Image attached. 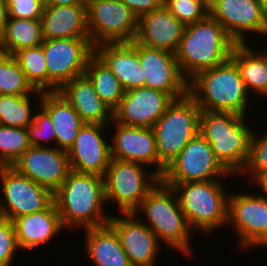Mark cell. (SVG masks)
I'll use <instances>...</instances> for the list:
<instances>
[{"mask_svg":"<svg viewBox=\"0 0 267 266\" xmlns=\"http://www.w3.org/2000/svg\"><path fill=\"white\" fill-rule=\"evenodd\" d=\"M94 53L120 81L124 91L144 87V72L137 53V42L104 43Z\"/></svg>","mask_w":267,"mask_h":266,"instance_id":"22","label":"cell"},{"mask_svg":"<svg viewBox=\"0 0 267 266\" xmlns=\"http://www.w3.org/2000/svg\"><path fill=\"white\" fill-rule=\"evenodd\" d=\"M54 203L66 229L102 227L111 216L103 209L106 207L103 177L96 174L70 171L54 193Z\"/></svg>","mask_w":267,"mask_h":266,"instance_id":"1","label":"cell"},{"mask_svg":"<svg viewBox=\"0 0 267 266\" xmlns=\"http://www.w3.org/2000/svg\"><path fill=\"white\" fill-rule=\"evenodd\" d=\"M59 92L84 123L109 125L112 122L113 112L100 99L92 82L85 74L66 82Z\"/></svg>","mask_w":267,"mask_h":266,"instance_id":"24","label":"cell"},{"mask_svg":"<svg viewBox=\"0 0 267 266\" xmlns=\"http://www.w3.org/2000/svg\"><path fill=\"white\" fill-rule=\"evenodd\" d=\"M142 211L146 217V220L141 218L142 222L156 234L159 242L163 241L171 250L175 249L187 255V258L190 257L194 252L190 241L193 232L172 187L160 180L134 213L138 216Z\"/></svg>","mask_w":267,"mask_h":266,"instance_id":"6","label":"cell"},{"mask_svg":"<svg viewBox=\"0 0 267 266\" xmlns=\"http://www.w3.org/2000/svg\"><path fill=\"white\" fill-rule=\"evenodd\" d=\"M0 217L13 220L47 209L54 202V194L12 166H0ZM2 201V202H1Z\"/></svg>","mask_w":267,"mask_h":266,"instance_id":"11","label":"cell"},{"mask_svg":"<svg viewBox=\"0 0 267 266\" xmlns=\"http://www.w3.org/2000/svg\"><path fill=\"white\" fill-rule=\"evenodd\" d=\"M44 40L89 37L87 6L45 5L41 16Z\"/></svg>","mask_w":267,"mask_h":266,"instance_id":"25","label":"cell"},{"mask_svg":"<svg viewBox=\"0 0 267 266\" xmlns=\"http://www.w3.org/2000/svg\"><path fill=\"white\" fill-rule=\"evenodd\" d=\"M138 58L144 72V86L178 99L188 93V80L180 72L176 54L137 43Z\"/></svg>","mask_w":267,"mask_h":266,"instance_id":"16","label":"cell"},{"mask_svg":"<svg viewBox=\"0 0 267 266\" xmlns=\"http://www.w3.org/2000/svg\"><path fill=\"white\" fill-rule=\"evenodd\" d=\"M8 18L41 19L44 0H4Z\"/></svg>","mask_w":267,"mask_h":266,"instance_id":"39","label":"cell"},{"mask_svg":"<svg viewBox=\"0 0 267 266\" xmlns=\"http://www.w3.org/2000/svg\"><path fill=\"white\" fill-rule=\"evenodd\" d=\"M120 214L123 217L111 215L108 225L116 232L131 266H155L161 247L156 234L134 212Z\"/></svg>","mask_w":267,"mask_h":266,"instance_id":"17","label":"cell"},{"mask_svg":"<svg viewBox=\"0 0 267 266\" xmlns=\"http://www.w3.org/2000/svg\"><path fill=\"white\" fill-rule=\"evenodd\" d=\"M254 129L250 138L249 158L240 175L247 176L248 185L262 172L267 171V131L258 135ZM247 172V173H246Z\"/></svg>","mask_w":267,"mask_h":266,"instance_id":"35","label":"cell"},{"mask_svg":"<svg viewBox=\"0 0 267 266\" xmlns=\"http://www.w3.org/2000/svg\"><path fill=\"white\" fill-rule=\"evenodd\" d=\"M29 95H0V125L27 128L33 121L34 112ZM31 97V98H30Z\"/></svg>","mask_w":267,"mask_h":266,"instance_id":"32","label":"cell"},{"mask_svg":"<svg viewBox=\"0 0 267 266\" xmlns=\"http://www.w3.org/2000/svg\"><path fill=\"white\" fill-rule=\"evenodd\" d=\"M247 116L201 110L199 133L212 147L220 163L237 177L249 158L252 128Z\"/></svg>","mask_w":267,"mask_h":266,"instance_id":"4","label":"cell"},{"mask_svg":"<svg viewBox=\"0 0 267 266\" xmlns=\"http://www.w3.org/2000/svg\"><path fill=\"white\" fill-rule=\"evenodd\" d=\"M87 25L93 47L135 40L137 16L121 0H89Z\"/></svg>","mask_w":267,"mask_h":266,"instance_id":"9","label":"cell"},{"mask_svg":"<svg viewBox=\"0 0 267 266\" xmlns=\"http://www.w3.org/2000/svg\"><path fill=\"white\" fill-rule=\"evenodd\" d=\"M84 74L92 82L100 99L113 112L125 92L117 77L95 53L89 58Z\"/></svg>","mask_w":267,"mask_h":266,"instance_id":"30","label":"cell"},{"mask_svg":"<svg viewBox=\"0 0 267 266\" xmlns=\"http://www.w3.org/2000/svg\"><path fill=\"white\" fill-rule=\"evenodd\" d=\"M138 162L111 158L103 176L106 204H118L121 213L138 209L147 194L161 180L154 170Z\"/></svg>","mask_w":267,"mask_h":266,"instance_id":"8","label":"cell"},{"mask_svg":"<svg viewBox=\"0 0 267 266\" xmlns=\"http://www.w3.org/2000/svg\"><path fill=\"white\" fill-rule=\"evenodd\" d=\"M116 126L113 128L111 147V158L138 162L148 166H155V172L161 177L165 172V167L160 163L156 138L152 128L128 126L115 122H111Z\"/></svg>","mask_w":267,"mask_h":266,"instance_id":"20","label":"cell"},{"mask_svg":"<svg viewBox=\"0 0 267 266\" xmlns=\"http://www.w3.org/2000/svg\"><path fill=\"white\" fill-rule=\"evenodd\" d=\"M175 191L187 224L203 235L227 226L228 201L222 179L187 183H164Z\"/></svg>","mask_w":267,"mask_h":266,"instance_id":"5","label":"cell"},{"mask_svg":"<svg viewBox=\"0 0 267 266\" xmlns=\"http://www.w3.org/2000/svg\"><path fill=\"white\" fill-rule=\"evenodd\" d=\"M27 80L39 91L48 92V72L41 45L21 49L13 54Z\"/></svg>","mask_w":267,"mask_h":266,"instance_id":"33","label":"cell"},{"mask_svg":"<svg viewBox=\"0 0 267 266\" xmlns=\"http://www.w3.org/2000/svg\"><path fill=\"white\" fill-rule=\"evenodd\" d=\"M236 193L229 194L227 224L238 234V246L244 250L267 246V198L248 191Z\"/></svg>","mask_w":267,"mask_h":266,"instance_id":"13","label":"cell"},{"mask_svg":"<svg viewBox=\"0 0 267 266\" xmlns=\"http://www.w3.org/2000/svg\"><path fill=\"white\" fill-rule=\"evenodd\" d=\"M42 95L27 80L26 75L13 55L0 52V95Z\"/></svg>","mask_w":267,"mask_h":266,"instance_id":"31","label":"cell"},{"mask_svg":"<svg viewBox=\"0 0 267 266\" xmlns=\"http://www.w3.org/2000/svg\"><path fill=\"white\" fill-rule=\"evenodd\" d=\"M38 99V105L52 120L56 132V147L68 151L84 122L59 91L42 92Z\"/></svg>","mask_w":267,"mask_h":266,"instance_id":"26","label":"cell"},{"mask_svg":"<svg viewBox=\"0 0 267 266\" xmlns=\"http://www.w3.org/2000/svg\"><path fill=\"white\" fill-rule=\"evenodd\" d=\"M163 4L185 26L209 14V0H164Z\"/></svg>","mask_w":267,"mask_h":266,"instance_id":"36","label":"cell"},{"mask_svg":"<svg viewBox=\"0 0 267 266\" xmlns=\"http://www.w3.org/2000/svg\"><path fill=\"white\" fill-rule=\"evenodd\" d=\"M235 45L222 25L208 14L185 28L175 53L180 72L189 81L198 72L228 61Z\"/></svg>","mask_w":267,"mask_h":266,"instance_id":"3","label":"cell"},{"mask_svg":"<svg viewBox=\"0 0 267 266\" xmlns=\"http://www.w3.org/2000/svg\"><path fill=\"white\" fill-rule=\"evenodd\" d=\"M188 94L201 110L241 116H247V102L251 101L239 68L231 58L194 75L188 81Z\"/></svg>","mask_w":267,"mask_h":266,"instance_id":"2","label":"cell"},{"mask_svg":"<svg viewBox=\"0 0 267 266\" xmlns=\"http://www.w3.org/2000/svg\"><path fill=\"white\" fill-rule=\"evenodd\" d=\"M8 20V11L4 0H0V38L2 37Z\"/></svg>","mask_w":267,"mask_h":266,"instance_id":"43","label":"cell"},{"mask_svg":"<svg viewBox=\"0 0 267 266\" xmlns=\"http://www.w3.org/2000/svg\"><path fill=\"white\" fill-rule=\"evenodd\" d=\"M201 109L187 93L174 99L152 126L160 163L166 168L199 133Z\"/></svg>","mask_w":267,"mask_h":266,"instance_id":"7","label":"cell"},{"mask_svg":"<svg viewBox=\"0 0 267 266\" xmlns=\"http://www.w3.org/2000/svg\"><path fill=\"white\" fill-rule=\"evenodd\" d=\"M48 72V92L59 89L83 75L89 58L94 54L90 39H48L41 44Z\"/></svg>","mask_w":267,"mask_h":266,"instance_id":"12","label":"cell"},{"mask_svg":"<svg viewBox=\"0 0 267 266\" xmlns=\"http://www.w3.org/2000/svg\"><path fill=\"white\" fill-rule=\"evenodd\" d=\"M89 0H44L45 5H76V6H87Z\"/></svg>","mask_w":267,"mask_h":266,"instance_id":"41","label":"cell"},{"mask_svg":"<svg viewBox=\"0 0 267 266\" xmlns=\"http://www.w3.org/2000/svg\"><path fill=\"white\" fill-rule=\"evenodd\" d=\"M139 18L141 15L160 8L164 0H121Z\"/></svg>","mask_w":267,"mask_h":266,"instance_id":"40","label":"cell"},{"mask_svg":"<svg viewBox=\"0 0 267 266\" xmlns=\"http://www.w3.org/2000/svg\"><path fill=\"white\" fill-rule=\"evenodd\" d=\"M261 6L262 11L267 15V0H257Z\"/></svg>","mask_w":267,"mask_h":266,"instance_id":"44","label":"cell"},{"mask_svg":"<svg viewBox=\"0 0 267 266\" xmlns=\"http://www.w3.org/2000/svg\"><path fill=\"white\" fill-rule=\"evenodd\" d=\"M18 251L13 222L0 217V266H12Z\"/></svg>","mask_w":267,"mask_h":266,"instance_id":"38","label":"cell"},{"mask_svg":"<svg viewBox=\"0 0 267 266\" xmlns=\"http://www.w3.org/2000/svg\"><path fill=\"white\" fill-rule=\"evenodd\" d=\"M41 19L8 18L0 38V52L13 55L15 52L43 43Z\"/></svg>","mask_w":267,"mask_h":266,"instance_id":"29","label":"cell"},{"mask_svg":"<svg viewBox=\"0 0 267 266\" xmlns=\"http://www.w3.org/2000/svg\"><path fill=\"white\" fill-rule=\"evenodd\" d=\"M111 125L83 124L67 151L71 171L104 176L111 161V147L103 134Z\"/></svg>","mask_w":267,"mask_h":266,"instance_id":"18","label":"cell"},{"mask_svg":"<svg viewBox=\"0 0 267 266\" xmlns=\"http://www.w3.org/2000/svg\"><path fill=\"white\" fill-rule=\"evenodd\" d=\"M173 100L169 94L158 90L145 86L134 88L124 92L113 111V120L123 125L152 128Z\"/></svg>","mask_w":267,"mask_h":266,"instance_id":"19","label":"cell"},{"mask_svg":"<svg viewBox=\"0 0 267 266\" xmlns=\"http://www.w3.org/2000/svg\"><path fill=\"white\" fill-rule=\"evenodd\" d=\"M208 8L236 44H247L250 32L267 38V15L257 0H209Z\"/></svg>","mask_w":267,"mask_h":266,"instance_id":"14","label":"cell"},{"mask_svg":"<svg viewBox=\"0 0 267 266\" xmlns=\"http://www.w3.org/2000/svg\"><path fill=\"white\" fill-rule=\"evenodd\" d=\"M250 46L236 44L231 59L239 68L247 92L267 97V50L258 52Z\"/></svg>","mask_w":267,"mask_h":266,"instance_id":"28","label":"cell"},{"mask_svg":"<svg viewBox=\"0 0 267 266\" xmlns=\"http://www.w3.org/2000/svg\"><path fill=\"white\" fill-rule=\"evenodd\" d=\"M83 231L84 249L94 266H131L116 232L108 224Z\"/></svg>","mask_w":267,"mask_h":266,"instance_id":"27","label":"cell"},{"mask_svg":"<svg viewBox=\"0 0 267 266\" xmlns=\"http://www.w3.org/2000/svg\"><path fill=\"white\" fill-rule=\"evenodd\" d=\"M12 167L53 194L71 171L67 151L49 144L30 146Z\"/></svg>","mask_w":267,"mask_h":266,"instance_id":"15","label":"cell"},{"mask_svg":"<svg viewBox=\"0 0 267 266\" xmlns=\"http://www.w3.org/2000/svg\"><path fill=\"white\" fill-rule=\"evenodd\" d=\"M38 111L35 110L32 123L27 127L30 146H47L46 142H55L56 147V132L52 124L49 114L38 106ZM45 143H44V141Z\"/></svg>","mask_w":267,"mask_h":266,"instance_id":"37","label":"cell"},{"mask_svg":"<svg viewBox=\"0 0 267 266\" xmlns=\"http://www.w3.org/2000/svg\"><path fill=\"white\" fill-rule=\"evenodd\" d=\"M251 183L254 186L257 185L258 187H260L258 189H262V196L267 198V171L260 173Z\"/></svg>","mask_w":267,"mask_h":266,"instance_id":"42","label":"cell"},{"mask_svg":"<svg viewBox=\"0 0 267 266\" xmlns=\"http://www.w3.org/2000/svg\"><path fill=\"white\" fill-rule=\"evenodd\" d=\"M234 177L216 158L212 147L198 133L166 167L163 183H187ZM225 177V178H224Z\"/></svg>","mask_w":267,"mask_h":266,"instance_id":"10","label":"cell"},{"mask_svg":"<svg viewBox=\"0 0 267 266\" xmlns=\"http://www.w3.org/2000/svg\"><path fill=\"white\" fill-rule=\"evenodd\" d=\"M19 249L27 252L54 239L64 227L56 204L47 209L12 220Z\"/></svg>","mask_w":267,"mask_h":266,"instance_id":"23","label":"cell"},{"mask_svg":"<svg viewBox=\"0 0 267 266\" xmlns=\"http://www.w3.org/2000/svg\"><path fill=\"white\" fill-rule=\"evenodd\" d=\"M186 26L164 4L138 18L135 41L139 44L176 53Z\"/></svg>","mask_w":267,"mask_h":266,"instance_id":"21","label":"cell"},{"mask_svg":"<svg viewBox=\"0 0 267 266\" xmlns=\"http://www.w3.org/2000/svg\"><path fill=\"white\" fill-rule=\"evenodd\" d=\"M29 147L27 128L0 125V166H12Z\"/></svg>","mask_w":267,"mask_h":266,"instance_id":"34","label":"cell"}]
</instances>
